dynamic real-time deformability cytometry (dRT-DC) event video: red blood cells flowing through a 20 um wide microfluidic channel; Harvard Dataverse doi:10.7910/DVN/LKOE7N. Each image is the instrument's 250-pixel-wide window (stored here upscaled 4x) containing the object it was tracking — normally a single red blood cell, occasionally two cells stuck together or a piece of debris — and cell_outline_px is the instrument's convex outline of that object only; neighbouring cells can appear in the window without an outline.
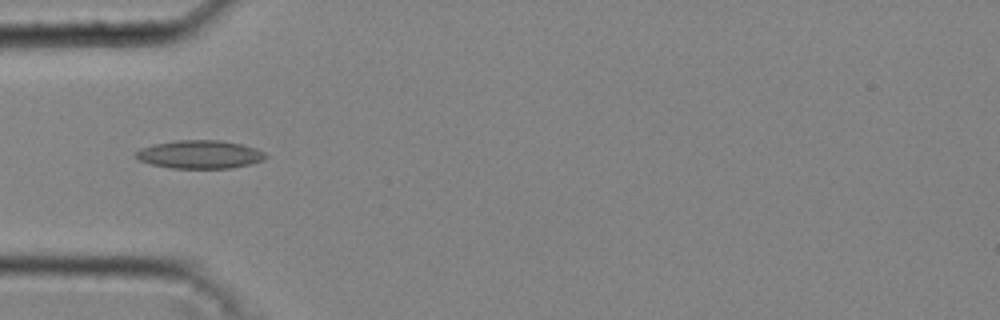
{"species": "common noctule bat (a hibernating species)", "species_latin": "Nyctalus noctula", "temperature_condition": "cold", "stored_images_in_passage": 33, "camera_frame_rate_fps": 3000, "um_per_image_px": 0.085, "animal": {"sex": "male", "body_mass_g": 20.4}, "frame": {"image": 1, "passage_image": 3, "time_ms": 0.667, "image_size_px": [1000, 320], "cell_outline_px": [[268, 156], [264, 160], [252, 164], [232, 168], [172, 168], [152, 164], [140, 160], [136, 156], [136, 152], [140, 148], [152, 144], [176, 140], [220, 140], [240, 144], [256, 148], [264, 152]], "centroid_in_image_um": [17.02, 13.12], "position_along_channel_um": 68.0, "area_um2": 21.39}}
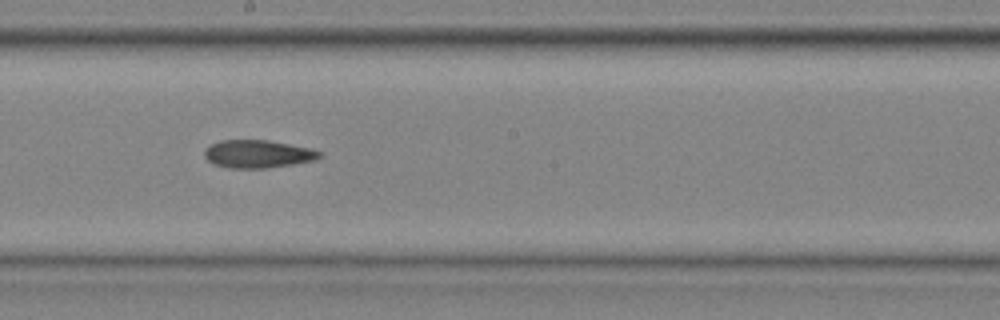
{"frame": {"image": 2, "passage_image": 14, "time_ms": 4.333, "image_size_px": [1000, 320], "cell_outline_px": [[324, 156], [316, 160], [292, 164], [264, 168], [228, 168], [216, 164], [208, 160], [204, 156], [204, 148], [220, 140], [268, 140], [312, 148], [324, 152]], "centroid_in_image_um": [21.97, 13.08], "position_along_channel_um": 226.2, "area_um2": 18.84}}
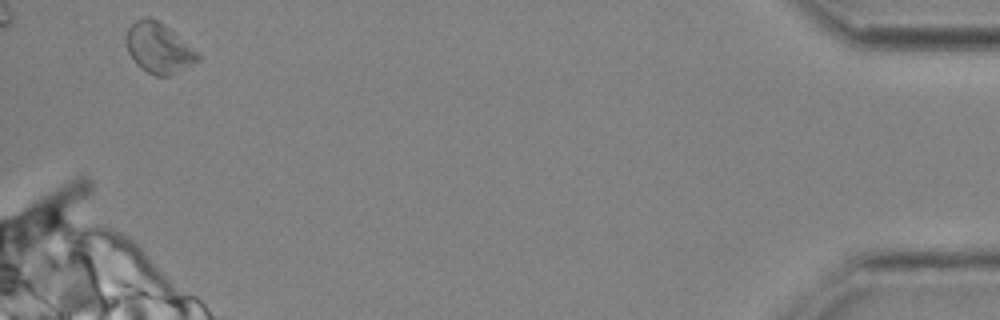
{"frame": {"image": 3, "passage_image": 32, "time_ms": 10.333, "image_size_px": [1000, 320], "cell_outline_px": [[200, 60], [168, 76], [156, 76], [140, 68], [136, 64], [128, 52], [124, 44], [124, 36], [128, 28], [136, 20], [148, 16], [164, 24], [196, 52], [200, 56]], "centroid_in_image_um": [13.41, 4.08], "position_along_channel_um": 421.8, "area_um2": 20.75}}